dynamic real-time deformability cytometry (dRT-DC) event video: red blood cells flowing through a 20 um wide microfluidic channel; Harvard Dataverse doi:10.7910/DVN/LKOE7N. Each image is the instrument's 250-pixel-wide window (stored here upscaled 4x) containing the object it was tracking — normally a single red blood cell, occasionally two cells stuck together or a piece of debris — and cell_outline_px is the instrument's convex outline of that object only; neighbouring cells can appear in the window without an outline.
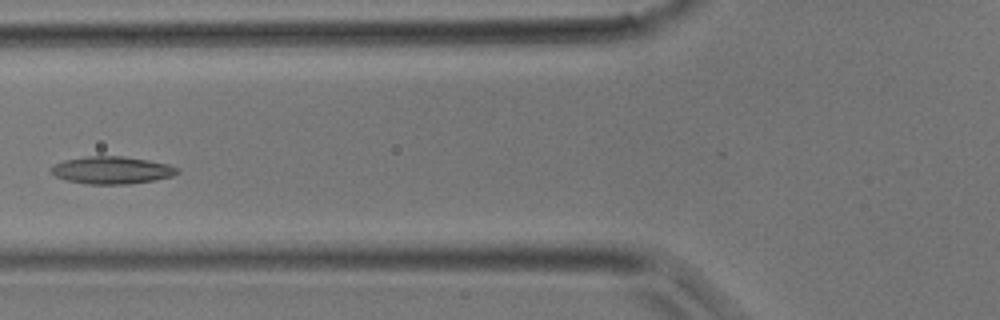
{"species": "common noctule bat (a hibernating species)", "species_latin": "Nyctalus noctula", "temperature_condition": "room temperature", "stored_images_in_passage": 39, "camera_frame_rate_fps": 3000, "um_per_image_px": 0.085, "animal": {"sex": "male", "body_mass_g": 17.9}, "frame": {"image": 1, "passage_image": 14, "time_ms": 4.333, "image_size_px": [1000, 320], "cell_outline_px": [[180, 172], [172, 176], [152, 180], [128, 184], [88, 184], [64, 180], [56, 176], [52, 172], [52, 168], [56, 164], [64, 160], [88, 156], [124, 156], [148, 160], [168, 164], [180, 168]], "centroid_in_image_um": [9.54, 14.46], "position_along_channel_um": 116.3, "area_um2": 20.06}}
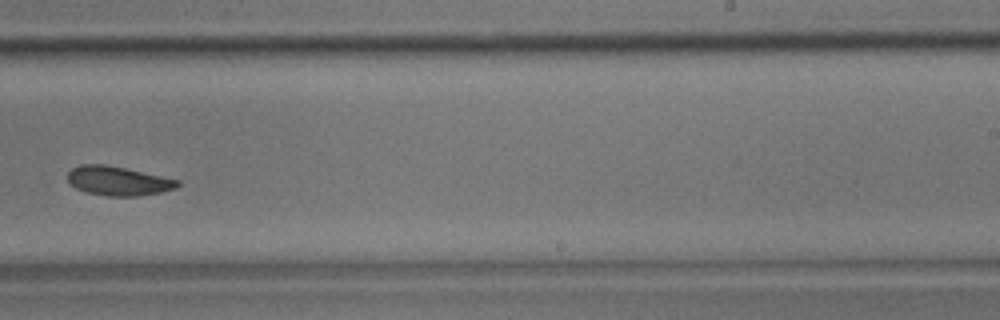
{"frame": {"image": 2, "passage_image": 24, "time_ms": 7.667, "image_size_px": [1000, 320], "cell_outline_px": [[180, 184], [176, 188], [160, 192], [136, 196], [108, 196], [88, 192], [76, 188], [68, 180], [68, 172], [72, 168], [80, 164], [104, 164], [124, 168], [180, 180]], "centroid_in_image_um": [10.04, 15.37], "position_along_channel_um": 279.0, "area_um2": 18.44}}
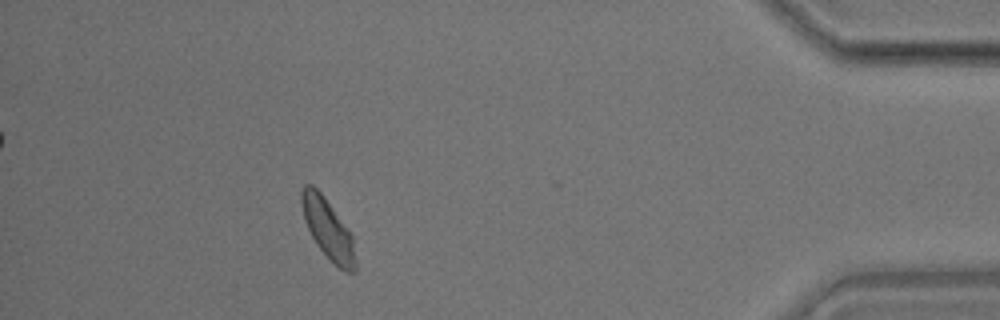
{"frame": {"image": 3, "passage_image": 35, "time_ms": 11.333, "image_size_px": [1000, 320], "cell_outline_px": [[356, 272], [348, 272], [340, 268], [320, 248], [312, 236], [304, 220], [300, 200], [300, 192], [304, 184], [312, 184], [324, 196], [348, 228], [352, 236], [356, 260]], "centroid_in_image_um": [27.87, 19.41], "position_along_channel_um": 407.3, "area_um2": 18.67}}